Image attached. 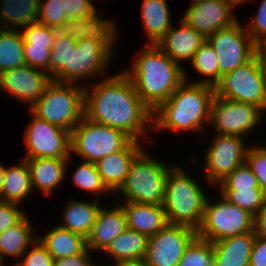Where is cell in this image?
Masks as SVG:
<instances>
[{"instance_id":"obj_41","label":"cell","mask_w":266,"mask_h":266,"mask_svg":"<svg viewBox=\"0 0 266 266\" xmlns=\"http://www.w3.org/2000/svg\"><path fill=\"white\" fill-rule=\"evenodd\" d=\"M256 14L246 24L245 30L251 36L254 44L260 49H266V0H262Z\"/></svg>"},{"instance_id":"obj_50","label":"cell","mask_w":266,"mask_h":266,"mask_svg":"<svg viewBox=\"0 0 266 266\" xmlns=\"http://www.w3.org/2000/svg\"><path fill=\"white\" fill-rule=\"evenodd\" d=\"M4 173H5V166L0 163V201H1V191L3 187V181H4Z\"/></svg>"},{"instance_id":"obj_24","label":"cell","mask_w":266,"mask_h":266,"mask_svg":"<svg viewBox=\"0 0 266 266\" xmlns=\"http://www.w3.org/2000/svg\"><path fill=\"white\" fill-rule=\"evenodd\" d=\"M255 232L213 242L214 266H249Z\"/></svg>"},{"instance_id":"obj_27","label":"cell","mask_w":266,"mask_h":266,"mask_svg":"<svg viewBox=\"0 0 266 266\" xmlns=\"http://www.w3.org/2000/svg\"><path fill=\"white\" fill-rule=\"evenodd\" d=\"M166 0H143L141 18L148 42L145 44L158 45L172 26L170 11Z\"/></svg>"},{"instance_id":"obj_49","label":"cell","mask_w":266,"mask_h":266,"mask_svg":"<svg viewBox=\"0 0 266 266\" xmlns=\"http://www.w3.org/2000/svg\"><path fill=\"white\" fill-rule=\"evenodd\" d=\"M114 264L113 266H147L144 259L120 260V261L114 262Z\"/></svg>"},{"instance_id":"obj_15","label":"cell","mask_w":266,"mask_h":266,"mask_svg":"<svg viewBox=\"0 0 266 266\" xmlns=\"http://www.w3.org/2000/svg\"><path fill=\"white\" fill-rule=\"evenodd\" d=\"M196 236V230L188 226L166 225L148 238L145 263L147 266H178L186 247Z\"/></svg>"},{"instance_id":"obj_25","label":"cell","mask_w":266,"mask_h":266,"mask_svg":"<svg viewBox=\"0 0 266 266\" xmlns=\"http://www.w3.org/2000/svg\"><path fill=\"white\" fill-rule=\"evenodd\" d=\"M98 197L93 202L69 199L62 215L60 227L73 233L88 238L95 223L98 211L102 207L99 205Z\"/></svg>"},{"instance_id":"obj_22","label":"cell","mask_w":266,"mask_h":266,"mask_svg":"<svg viewBox=\"0 0 266 266\" xmlns=\"http://www.w3.org/2000/svg\"><path fill=\"white\" fill-rule=\"evenodd\" d=\"M119 204L126 214L127 228L148 238L169 224L163 205L138 202H123V204L119 202Z\"/></svg>"},{"instance_id":"obj_51","label":"cell","mask_w":266,"mask_h":266,"mask_svg":"<svg viewBox=\"0 0 266 266\" xmlns=\"http://www.w3.org/2000/svg\"><path fill=\"white\" fill-rule=\"evenodd\" d=\"M227 1L230 3L231 7L233 9H235L239 5H242V4L246 3L247 1L250 2L251 0H227Z\"/></svg>"},{"instance_id":"obj_12","label":"cell","mask_w":266,"mask_h":266,"mask_svg":"<svg viewBox=\"0 0 266 266\" xmlns=\"http://www.w3.org/2000/svg\"><path fill=\"white\" fill-rule=\"evenodd\" d=\"M264 114L255 105L215 96L209 123L214 126L216 134L247 138L261 124Z\"/></svg>"},{"instance_id":"obj_3","label":"cell","mask_w":266,"mask_h":266,"mask_svg":"<svg viewBox=\"0 0 266 266\" xmlns=\"http://www.w3.org/2000/svg\"><path fill=\"white\" fill-rule=\"evenodd\" d=\"M188 79L184 69V81L153 111L152 130L204 133V126L210 121L214 87L190 83Z\"/></svg>"},{"instance_id":"obj_29","label":"cell","mask_w":266,"mask_h":266,"mask_svg":"<svg viewBox=\"0 0 266 266\" xmlns=\"http://www.w3.org/2000/svg\"><path fill=\"white\" fill-rule=\"evenodd\" d=\"M0 4V29H23L38 22L39 0H2Z\"/></svg>"},{"instance_id":"obj_47","label":"cell","mask_w":266,"mask_h":266,"mask_svg":"<svg viewBox=\"0 0 266 266\" xmlns=\"http://www.w3.org/2000/svg\"><path fill=\"white\" fill-rule=\"evenodd\" d=\"M249 266H266V238L255 237Z\"/></svg>"},{"instance_id":"obj_21","label":"cell","mask_w":266,"mask_h":266,"mask_svg":"<svg viewBox=\"0 0 266 266\" xmlns=\"http://www.w3.org/2000/svg\"><path fill=\"white\" fill-rule=\"evenodd\" d=\"M70 158L26 159L33 191L36 188L43 195H53L57 187L66 181Z\"/></svg>"},{"instance_id":"obj_40","label":"cell","mask_w":266,"mask_h":266,"mask_svg":"<svg viewBox=\"0 0 266 266\" xmlns=\"http://www.w3.org/2000/svg\"><path fill=\"white\" fill-rule=\"evenodd\" d=\"M262 146L255 143L249 146L246 163L252 169L260 189L266 194V146Z\"/></svg>"},{"instance_id":"obj_5","label":"cell","mask_w":266,"mask_h":266,"mask_svg":"<svg viewBox=\"0 0 266 266\" xmlns=\"http://www.w3.org/2000/svg\"><path fill=\"white\" fill-rule=\"evenodd\" d=\"M178 166V167H177ZM168 171L163 206L169 224L201 226L206 192L179 164Z\"/></svg>"},{"instance_id":"obj_9","label":"cell","mask_w":266,"mask_h":266,"mask_svg":"<svg viewBox=\"0 0 266 266\" xmlns=\"http://www.w3.org/2000/svg\"><path fill=\"white\" fill-rule=\"evenodd\" d=\"M131 141L122 131L84 116L71 131V155L75 153L85 162L96 163L124 149Z\"/></svg>"},{"instance_id":"obj_11","label":"cell","mask_w":266,"mask_h":266,"mask_svg":"<svg viewBox=\"0 0 266 266\" xmlns=\"http://www.w3.org/2000/svg\"><path fill=\"white\" fill-rule=\"evenodd\" d=\"M242 25L237 20L206 38L217 54L221 75L237 69L260 50Z\"/></svg>"},{"instance_id":"obj_52","label":"cell","mask_w":266,"mask_h":266,"mask_svg":"<svg viewBox=\"0 0 266 266\" xmlns=\"http://www.w3.org/2000/svg\"><path fill=\"white\" fill-rule=\"evenodd\" d=\"M202 1H207V0H191V3L202 2Z\"/></svg>"},{"instance_id":"obj_46","label":"cell","mask_w":266,"mask_h":266,"mask_svg":"<svg viewBox=\"0 0 266 266\" xmlns=\"http://www.w3.org/2000/svg\"><path fill=\"white\" fill-rule=\"evenodd\" d=\"M94 262V263H93ZM52 266H97L91 258L90 250L53 261Z\"/></svg>"},{"instance_id":"obj_20","label":"cell","mask_w":266,"mask_h":266,"mask_svg":"<svg viewBox=\"0 0 266 266\" xmlns=\"http://www.w3.org/2000/svg\"><path fill=\"white\" fill-rule=\"evenodd\" d=\"M179 21L178 24L180 26H171L158 46L166 55L181 66L182 62L192 60L193 55L204 43L206 38L196 32L182 19Z\"/></svg>"},{"instance_id":"obj_37","label":"cell","mask_w":266,"mask_h":266,"mask_svg":"<svg viewBox=\"0 0 266 266\" xmlns=\"http://www.w3.org/2000/svg\"><path fill=\"white\" fill-rule=\"evenodd\" d=\"M38 23L61 30L66 23L62 0H39Z\"/></svg>"},{"instance_id":"obj_1","label":"cell","mask_w":266,"mask_h":266,"mask_svg":"<svg viewBox=\"0 0 266 266\" xmlns=\"http://www.w3.org/2000/svg\"><path fill=\"white\" fill-rule=\"evenodd\" d=\"M105 76L104 80L85 86L84 116L120 130L134 141L146 139L148 129H152V110L123 71Z\"/></svg>"},{"instance_id":"obj_42","label":"cell","mask_w":266,"mask_h":266,"mask_svg":"<svg viewBox=\"0 0 266 266\" xmlns=\"http://www.w3.org/2000/svg\"><path fill=\"white\" fill-rule=\"evenodd\" d=\"M13 266H52L54 259L37 239Z\"/></svg>"},{"instance_id":"obj_34","label":"cell","mask_w":266,"mask_h":266,"mask_svg":"<svg viewBox=\"0 0 266 266\" xmlns=\"http://www.w3.org/2000/svg\"><path fill=\"white\" fill-rule=\"evenodd\" d=\"M71 181L76 188L91 192L96 196L111 193L97 171L95 163L85 161L80 163L72 174Z\"/></svg>"},{"instance_id":"obj_8","label":"cell","mask_w":266,"mask_h":266,"mask_svg":"<svg viewBox=\"0 0 266 266\" xmlns=\"http://www.w3.org/2000/svg\"><path fill=\"white\" fill-rule=\"evenodd\" d=\"M171 167L142 150L130 164L126 180L115 196L123 195L124 202L162 205Z\"/></svg>"},{"instance_id":"obj_31","label":"cell","mask_w":266,"mask_h":266,"mask_svg":"<svg viewBox=\"0 0 266 266\" xmlns=\"http://www.w3.org/2000/svg\"><path fill=\"white\" fill-rule=\"evenodd\" d=\"M148 246V237L130 229H126L102 251L112 257L115 262L120 260L144 259Z\"/></svg>"},{"instance_id":"obj_10","label":"cell","mask_w":266,"mask_h":266,"mask_svg":"<svg viewBox=\"0 0 266 266\" xmlns=\"http://www.w3.org/2000/svg\"><path fill=\"white\" fill-rule=\"evenodd\" d=\"M219 195V200L214 203L207 197L202 223L196 231L197 237L213 243L253 232L254 216Z\"/></svg>"},{"instance_id":"obj_30","label":"cell","mask_w":266,"mask_h":266,"mask_svg":"<svg viewBox=\"0 0 266 266\" xmlns=\"http://www.w3.org/2000/svg\"><path fill=\"white\" fill-rule=\"evenodd\" d=\"M33 193L30 171L26 159L18 165L5 167L1 201L21 205Z\"/></svg>"},{"instance_id":"obj_32","label":"cell","mask_w":266,"mask_h":266,"mask_svg":"<svg viewBox=\"0 0 266 266\" xmlns=\"http://www.w3.org/2000/svg\"><path fill=\"white\" fill-rule=\"evenodd\" d=\"M18 30L0 29V74L25 65L24 40Z\"/></svg>"},{"instance_id":"obj_23","label":"cell","mask_w":266,"mask_h":266,"mask_svg":"<svg viewBox=\"0 0 266 266\" xmlns=\"http://www.w3.org/2000/svg\"><path fill=\"white\" fill-rule=\"evenodd\" d=\"M116 26L114 20L101 18L96 10L89 17H79L66 22L61 30L76 41L83 39L108 41L114 47L118 41Z\"/></svg>"},{"instance_id":"obj_4","label":"cell","mask_w":266,"mask_h":266,"mask_svg":"<svg viewBox=\"0 0 266 266\" xmlns=\"http://www.w3.org/2000/svg\"><path fill=\"white\" fill-rule=\"evenodd\" d=\"M131 64L123 72L133 82L135 90L152 112L175 92L184 81V66L166 55L154 44H145ZM183 67V68H182Z\"/></svg>"},{"instance_id":"obj_45","label":"cell","mask_w":266,"mask_h":266,"mask_svg":"<svg viewBox=\"0 0 266 266\" xmlns=\"http://www.w3.org/2000/svg\"><path fill=\"white\" fill-rule=\"evenodd\" d=\"M66 13V22L79 17H89L97 9L91 0H62Z\"/></svg>"},{"instance_id":"obj_35","label":"cell","mask_w":266,"mask_h":266,"mask_svg":"<svg viewBox=\"0 0 266 266\" xmlns=\"http://www.w3.org/2000/svg\"><path fill=\"white\" fill-rule=\"evenodd\" d=\"M229 202L255 216L264 206L266 194L261 189H219Z\"/></svg>"},{"instance_id":"obj_39","label":"cell","mask_w":266,"mask_h":266,"mask_svg":"<svg viewBox=\"0 0 266 266\" xmlns=\"http://www.w3.org/2000/svg\"><path fill=\"white\" fill-rule=\"evenodd\" d=\"M20 31L23 36L24 44L52 48L58 29L37 22L26 26L22 30L20 29Z\"/></svg>"},{"instance_id":"obj_14","label":"cell","mask_w":266,"mask_h":266,"mask_svg":"<svg viewBox=\"0 0 266 266\" xmlns=\"http://www.w3.org/2000/svg\"><path fill=\"white\" fill-rule=\"evenodd\" d=\"M204 153V174L210 185L217 187L239 165L246 162L249 146L244 137L215 134Z\"/></svg>"},{"instance_id":"obj_2","label":"cell","mask_w":266,"mask_h":266,"mask_svg":"<svg viewBox=\"0 0 266 266\" xmlns=\"http://www.w3.org/2000/svg\"><path fill=\"white\" fill-rule=\"evenodd\" d=\"M115 47L108 41L83 39L76 41L62 30L55 35L49 60L53 81L78 84L107 73Z\"/></svg>"},{"instance_id":"obj_18","label":"cell","mask_w":266,"mask_h":266,"mask_svg":"<svg viewBox=\"0 0 266 266\" xmlns=\"http://www.w3.org/2000/svg\"><path fill=\"white\" fill-rule=\"evenodd\" d=\"M143 143L132 140L124 149L111 153L95 163L108 190L118 192L123 186L134 158L143 150Z\"/></svg>"},{"instance_id":"obj_33","label":"cell","mask_w":266,"mask_h":266,"mask_svg":"<svg viewBox=\"0 0 266 266\" xmlns=\"http://www.w3.org/2000/svg\"><path fill=\"white\" fill-rule=\"evenodd\" d=\"M191 67L202 76V79L193 83L206 84L214 87L220 80L218 57L210 43L205 40L189 61Z\"/></svg>"},{"instance_id":"obj_44","label":"cell","mask_w":266,"mask_h":266,"mask_svg":"<svg viewBox=\"0 0 266 266\" xmlns=\"http://www.w3.org/2000/svg\"><path fill=\"white\" fill-rule=\"evenodd\" d=\"M19 204L0 201V233L18 224L26 212L20 209Z\"/></svg>"},{"instance_id":"obj_17","label":"cell","mask_w":266,"mask_h":266,"mask_svg":"<svg viewBox=\"0 0 266 266\" xmlns=\"http://www.w3.org/2000/svg\"><path fill=\"white\" fill-rule=\"evenodd\" d=\"M227 0H207L189 5L182 20L205 38L237 21Z\"/></svg>"},{"instance_id":"obj_43","label":"cell","mask_w":266,"mask_h":266,"mask_svg":"<svg viewBox=\"0 0 266 266\" xmlns=\"http://www.w3.org/2000/svg\"><path fill=\"white\" fill-rule=\"evenodd\" d=\"M52 48L45 46H31L24 44L25 65L47 72L49 74V60Z\"/></svg>"},{"instance_id":"obj_28","label":"cell","mask_w":266,"mask_h":266,"mask_svg":"<svg viewBox=\"0 0 266 266\" xmlns=\"http://www.w3.org/2000/svg\"><path fill=\"white\" fill-rule=\"evenodd\" d=\"M32 224L26 215L18 224L0 233V264L4 266L5 257L19 259L37 240L34 238Z\"/></svg>"},{"instance_id":"obj_26","label":"cell","mask_w":266,"mask_h":266,"mask_svg":"<svg viewBox=\"0 0 266 266\" xmlns=\"http://www.w3.org/2000/svg\"><path fill=\"white\" fill-rule=\"evenodd\" d=\"M37 237L54 260L65 258L84 252L87 249V240L83 236L57 226Z\"/></svg>"},{"instance_id":"obj_36","label":"cell","mask_w":266,"mask_h":266,"mask_svg":"<svg viewBox=\"0 0 266 266\" xmlns=\"http://www.w3.org/2000/svg\"><path fill=\"white\" fill-rule=\"evenodd\" d=\"M178 266H214L212 242L196 236L186 247Z\"/></svg>"},{"instance_id":"obj_38","label":"cell","mask_w":266,"mask_h":266,"mask_svg":"<svg viewBox=\"0 0 266 266\" xmlns=\"http://www.w3.org/2000/svg\"><path fill=\"white\" fill-rule=\"evenodd\" d=\"M260 189L250 166L245 162L239 165L223 181L218 189Z\"/></svg>"},{"instance_id":"obj_13","label":"cell","mask_w":266,"mask_h":266,"mask_svg":"<svg viewBox=\"0 0 266 266\" xmlns=\"http://www.w3.org/2000/svg\"><path fill=\"white\" fill-rule=\"evenodd\" d=\"M28 112L33 118L24 132L27 148L24 159L72 157L71 132Z\"/></svg>"},{"instance_id":"obj_48","label":"cell","mask_w":266,"mask_h":266,"mask_svg":"<svg viewBox=\"0 0 266 266\" xmlns=\"http://www.w3.org/2000/svg\"><path fill=\"white\" fill-rule=\"evenodd\" d=\"M254 232L256 236L266 238V200L263 208L254 216Z\"/></svg>"},{"instance_id":"obj_6","label":"cell","mask_w":266,"mask_h":266,"mask_svg":"<svg viewBox=\"0 0 266 266\" xmlns=\"http://www.w3.org/2000/svg\"><path fill=\"white\" fill-rule=\"evenodd\" d=\"M85 85L52 80L29 110L38 118L71 132L84 117Z\"/></svg>"},{"instance_id":"obj_16","label":"cell","mask_w":266,"mask_h":266,"mask_svg":"<svg viewBox=\"0 0 266 266\" xmlns=\"http://www.w3.org/2000/svg\"><path fill=\"white\" fill-rule=\"evenodd\" d=\"M51 81L47 72L24 65L0 74V91L28 104L30 109Z\"/></svg>"},{"instance_id":"obj_7","label":"cell","mask_w":266,"mask_h":266,"mask_svg":"<svg viewBox=\"0 0 266 266\" xmlns=\"http://www.w3.org/2000/svg\"><path fill=\"white\" fill-rule=\"evenodd\" d=\"M215 96L252 104L266 112V53L259 50L249 61L221 76Z\"/></svg>"},{"instance_id":"obj_19","label":"cell","mask_w":266,"mask_h":266,"mask_svg":"<svg viewBox=\"0 0 266 266\" xmlns=\"http://www.w3.org/2000/svg\"><path fill=\"white\" fill-rule=\"evenodd\" d=\"M127 229V218L122 206L107 209L102 205L98 211L92 231L88 236L87 248L90 251H103L107 245Z\"/></svg>"}]
</instances>
